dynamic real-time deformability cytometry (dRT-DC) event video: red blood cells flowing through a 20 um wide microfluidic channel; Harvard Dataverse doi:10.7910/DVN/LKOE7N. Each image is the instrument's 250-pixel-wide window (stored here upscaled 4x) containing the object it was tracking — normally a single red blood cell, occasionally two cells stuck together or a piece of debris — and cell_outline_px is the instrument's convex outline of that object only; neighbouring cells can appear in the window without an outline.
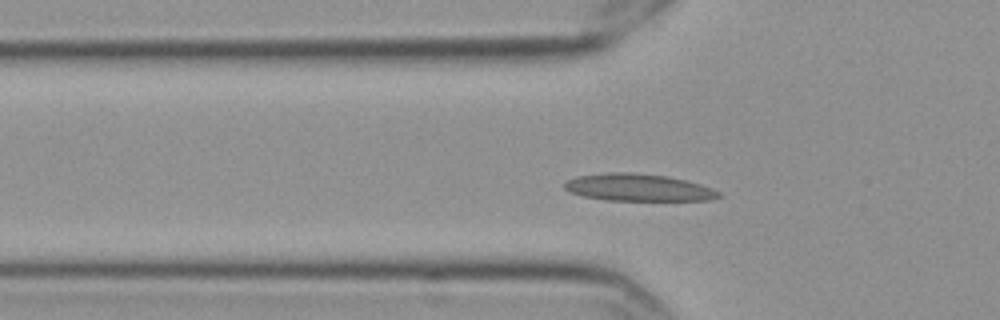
{"species": "Egyptian fruit bat (a non-hibernating species)", "species_latin": "Rousettus aegyptiacus", "temperature_condition": "cold", "stored_images_in_passage": 53, "camera_frame_rate_fps": 3000, "um_per_image_px": 0.085, "frame": {"image": 1, "passage_image": 14, "time_ms": 4.333, "image_size_px": [1000, 320], "cell_outline_px": [[720, 196], [708, 200], [608, 200], [584, 196], [572, 192], [564, 188], [564, 184], [568, 180], [576, 176], [608, 172], [628, 172], [668, 176], [700, 184], [712, 188], [720, 192]], "centroid_in_image_um": [54.25, 15.93], "position_along_channel_um": 71.6, "area_um2": 24.16}}
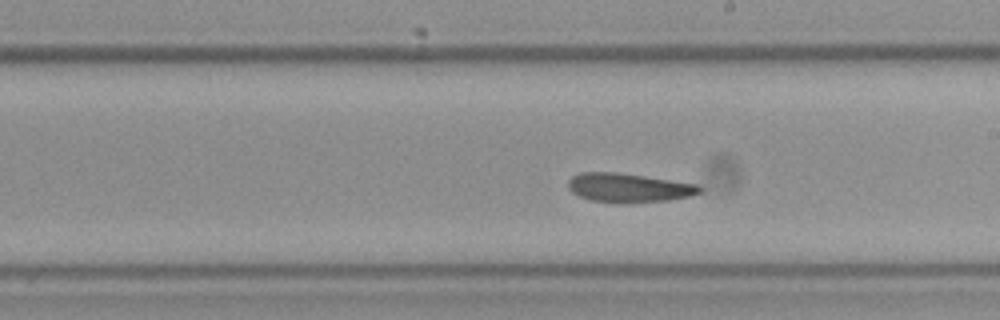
{"frame": {"image": 2, "passage_image": 28, "time_ms": 9.0, "image_size_px": [1000, 320], "cell_outline_px": [[704, 188], [700, 192], [692, 196], [668, 200], [628, 204], [624, 204], [592, 200], [580, 196], [572, 192], [568, 188], [568, 180], [572, 176], [580, 172], [616, 172], [700, 184]], "centroid_in_image_um": [53.47, 15.96], "position_along_channel_um": 235.5, "area_um2": 22.54}}
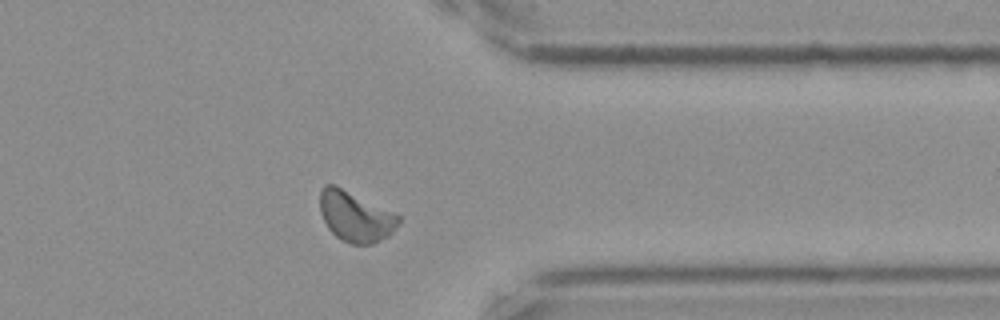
{"frame": {"image": 3, "passage_image": 41, "time_ms": 13.333, "image_size_px": [1000, 320], "cell_outline_px": [[400, 220], [392, 232], [388, 236], [372, 244], [352, 244], [336, 236], [328, 228], [320, 212], [320, 192], [324, 184], [336, 184], [400, 216]], "centroid_in_image_um": [30.18, 18.38], "position_along_channel_um": 381.2, "area_um2": 22.83}, "authors_computed_cell_mechanics": {"area_um2": 22.3108, "velocity_mm_per_s": 3.5129, "shape_relaxation_time_tau1_ms": 5.2065, "shape_relaxation_time_tau2_ms": null, "deformation_change_tau1": 0.127, "deformation_change_tau2": null}}